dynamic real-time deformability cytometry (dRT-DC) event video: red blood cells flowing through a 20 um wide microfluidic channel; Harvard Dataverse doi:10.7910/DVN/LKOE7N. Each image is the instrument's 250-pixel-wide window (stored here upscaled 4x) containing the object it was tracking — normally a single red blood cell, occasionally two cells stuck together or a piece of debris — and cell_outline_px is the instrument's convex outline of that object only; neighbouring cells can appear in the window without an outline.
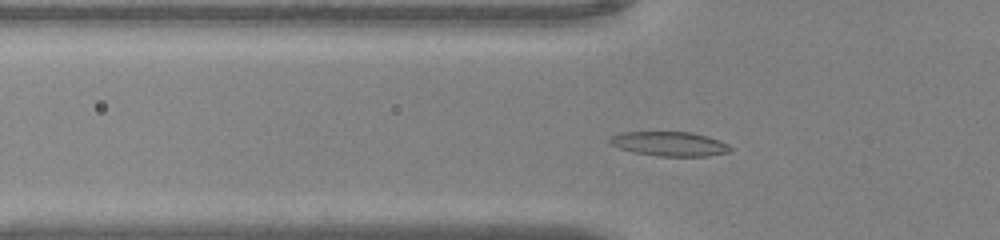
{"species": "common noctule bat (a hibernating species)", "species_latin": "Nyctalus noctula", "temperature_condition": "warm", "stored_images_in_passage": 44, "camera_frame_rate_fps": 3000, "um_per_image_px": 0.085, "animal": {"sex": "male", "body_mass_g": 20.0, "forearm_length_mm": 53.3}, "frame": {"image": 1, "passage_image": 11, "time_ms": 3.333, "image_size_px": [1000, 240], "cell_outline_px": [[732, 148], [728, 152], [708, 156], [656, 156], [632, 152], [620, 148], [612, 144], [608, 140], [612, 136], [620, 132], [692, 132], [708, 136], [720, 140], [728, 144]], "centroid_in_image_um": [56.92, 12.22], "position_along_channel_um": 68.9, "area_um2": 17.17}}
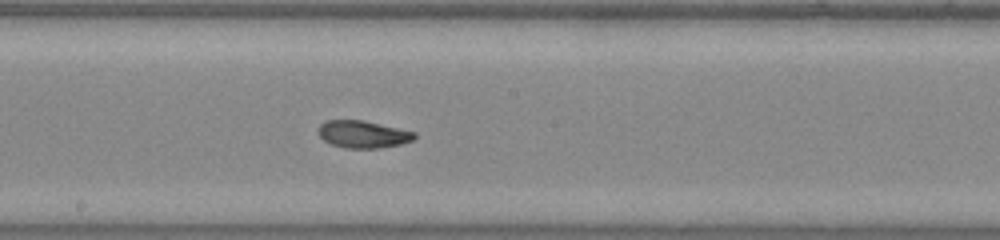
{"frame": {"image": 2, "passage_image": 22, "time_ms": 7.0, "image_size_px": [1000, 240], "cell_outline_px": [[416, 136], [412, 140], [400, 144], [380, 148], [344, 148], [332, 144], [324, 140], [316, 132], [316, 128], [324, 120], [364, 120], [416, 132]], "centroid_in_image_um": [30.81, 11.4], "position_along_channel_um": 217.4, "area_um2": 15.43}}
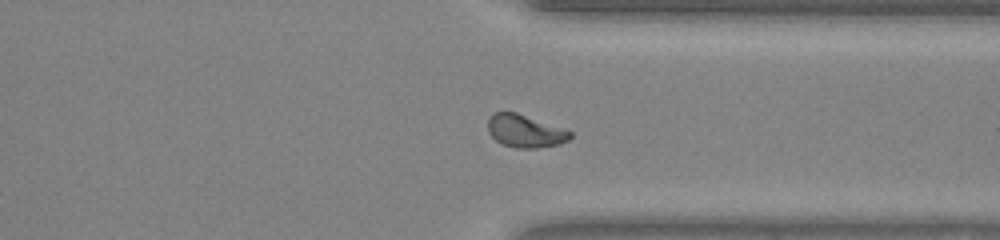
{"frame": {"image": 3, "passage_image": 33, "time_ms": 10.667, "image_size_px": [1000, 240], "cell_outline_px": [[572, 136], [568, 140], [560, 144], [536, 148], [516, 148], [504, 144], [496, 140], [488, 132], [488, 120], [496, 112], [516, 112], [568, 128], [572, 132]], "centroid_in_image_um": [44.71, 11.13], "position_along_channel_um": 366.7, "area_um2": 15.9}, "authors_computed_cell_mechanics": {"area_um2": 15.8083, "velocity_mm_per_s": 4.0664, "shape_relaxation_time_tau1_ms": 3.5672, "shape_relaxation_time_tau2_ms": 4.691, "deformation_change_tau1": 0.1502, "deformation_change_tau2": 0.0757}}